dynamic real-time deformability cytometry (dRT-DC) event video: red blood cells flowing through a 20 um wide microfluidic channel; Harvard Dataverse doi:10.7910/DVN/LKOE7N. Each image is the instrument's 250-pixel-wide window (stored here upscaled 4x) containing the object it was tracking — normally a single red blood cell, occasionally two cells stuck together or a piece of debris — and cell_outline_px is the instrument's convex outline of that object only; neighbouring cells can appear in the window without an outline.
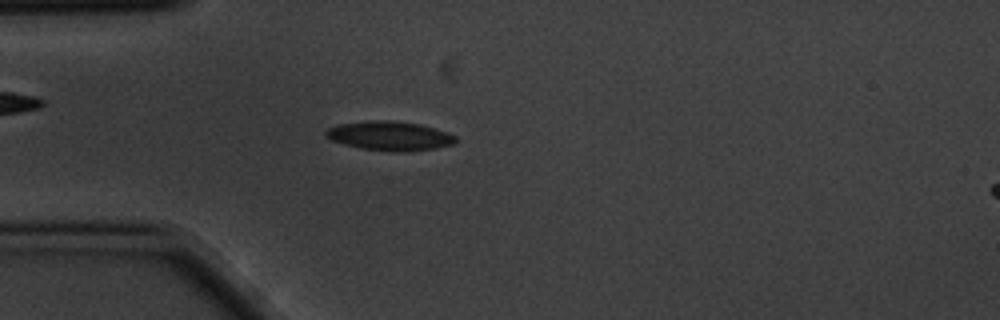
{"species": "common noctule bat (a hibernating species)", "species_latin": "Nyctalus noctula", "temperature_condition": "cold", "stored_images_in_passage": 3, "camera_frame_rate_fps": 3000, "um_per_image_px": 0.085, "animal": {"sex": "male", "body_mass_g": 20.1, "forearm_length_mm": 53.5}, "frame": {"image": 1, "passage_image": 3, "time_ms": 0.667, "image_size_px": [1000, 320], "cell_outline_px": [[456, 144], [436, 148], [408, 152], [396, 152], [360, 148], [344, 144], [332, 140], [324, 136], [324, 132], [328, 128], [336, 124], [364, 120], [392, 120], [420, 124], [456, 136]], "centroid_in_image_um": [33.08, 11.55], "position_along_channel_um": 51.9, "area_um2": 22.31}}